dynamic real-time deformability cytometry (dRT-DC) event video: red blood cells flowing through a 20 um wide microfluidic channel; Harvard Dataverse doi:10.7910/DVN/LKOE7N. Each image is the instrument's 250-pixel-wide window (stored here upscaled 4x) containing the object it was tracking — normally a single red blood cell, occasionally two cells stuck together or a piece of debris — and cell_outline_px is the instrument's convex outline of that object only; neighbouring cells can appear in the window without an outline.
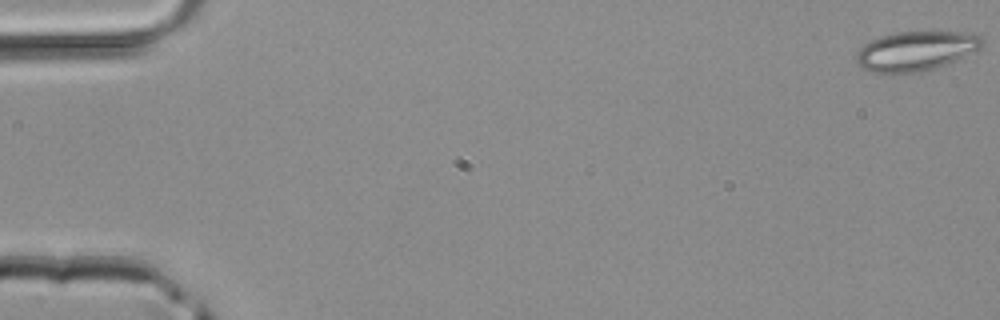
{"species": "common noctule bat (a hibernating species)", "species_latin": "Nyctalus noctula", "temperature_condition": "room temperature", "stored_images_in_passage": 45, "camera_frame_rate_fps": 3000, "um_per_image_px": 0.085, "animal": {"sex": "male", "body_mass_g": 20.4}, "frame": {"image": 1, "passage_image": 1, "time_ms": 0.0, "image_size_px": [1000, 320], "cell_outline_px": [[984, 44], [980, 48], [936, 68], [920, 72], [888, 76], [884, 76], [868, 72], [860, 68], [856, 60], [856, 52], [864, 44], [880, 36], [896, 32], [972, 32], [980, 36], [984, 40]], "centroid_in_image_um": [77.76, 4.37], "position_along_channel_um": 7.2, "area_um2": 29.65}}
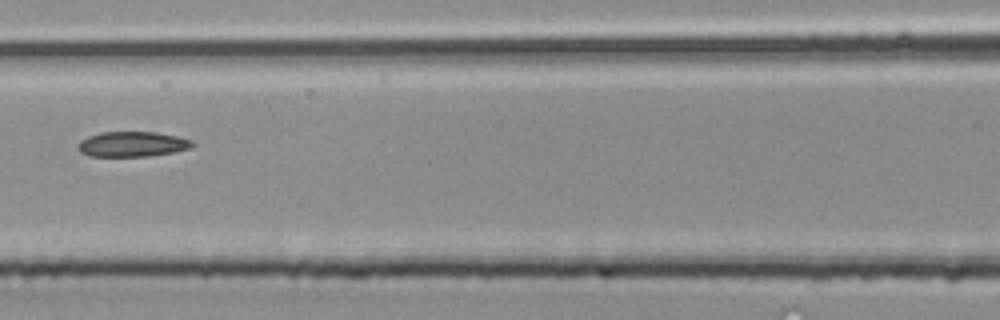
{"frame": {"image": 2, "passage_image": 21, "time_ms": 6.667, "image_size_px": [1000, 320], "cell_outline_px": [[196, 144], [188, 148], [172, 152], [152, 156], [88, 156], [80, 152], [76, 148], [76, 144], [80, 140], [88, 136], [100, 132], [156, 132], [176, 136], [192, 140]], "centroid_in_image_um": [11.19, 12.25], "position_along_channel_um": 155.4, "area_um2": 16.88}}
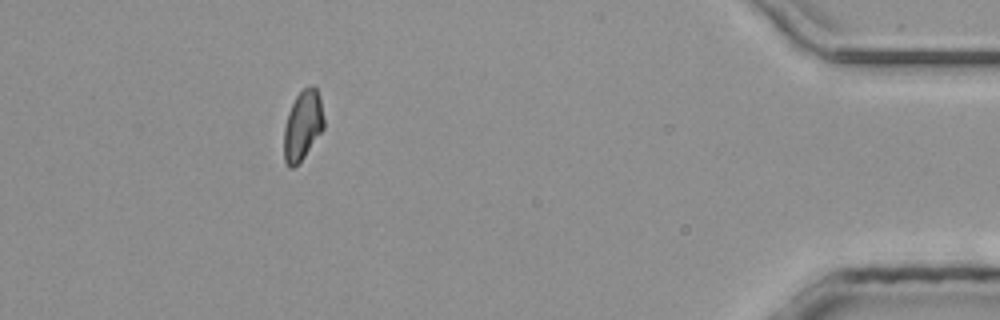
{"frame": {"image": 3, "passage_image": 41, "time_ms": 13.333, "image_size_px": [1000, 320], "cell_outline_px": [[324, 128], [304, 156], [292, 168], [288, 168], [284, 160], [284, 128], [288, 112], [296, 96], [304, 88], [312, 84], [316, 84], [320, 96], [324, 120]], "centroid_in_image_um": [25.73, 10.61], "position_along_channel_um": 409.5, "area_um2": 16.24}}